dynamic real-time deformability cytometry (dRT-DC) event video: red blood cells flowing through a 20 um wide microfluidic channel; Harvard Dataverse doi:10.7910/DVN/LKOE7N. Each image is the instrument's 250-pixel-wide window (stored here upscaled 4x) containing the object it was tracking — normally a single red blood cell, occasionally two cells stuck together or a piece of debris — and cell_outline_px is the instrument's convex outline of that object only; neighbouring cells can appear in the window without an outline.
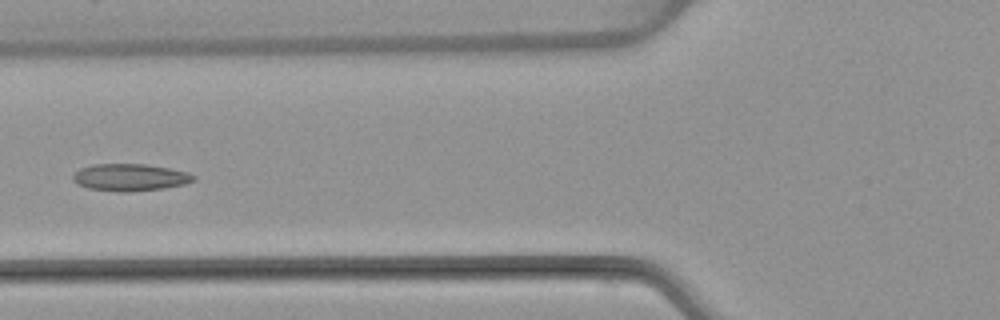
{"species": "common noctule bat (a hibernating species)", "species_latin": "Nyctalus noctula", "temperature_condition": "warm", "stored_images_in_passage": 7, "camera_frame_rate_fps": 3000, "um_per_image_px": 0.085, "animal": {"sex": "female", "body_mass_g": 22.7, "forearm_length_mm": 54.2}, "frame": {"image": 1, "passage_image": 6, "time_ms": 6.333, "image_size_px": [1000, 320], "cell_outline_px": [[196, 180], [184, 184], [164, 188], [128, 192], [116, 192], [88, 188], [76, 184], [72, 180], [72, 176], [80, 168], [92, 164], [148, 164], [188, 172], [196, 176]], "centroid_in_image_um": [11.04, 15.08], "position_along_channel_um": 114.8, "area_um2": 19.25}}
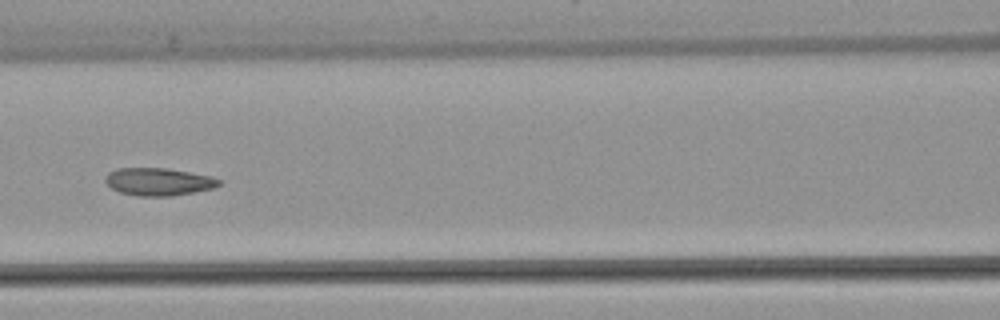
{"frame": {"image": 2, "passage_image": 7, "time_ms": 7.333, "image_size_px": [1000, 320], "cell_outline_px": [[220, 184], [212, 188], [172, 196], [140, 196], [120, 192], [112, 188], [104, 180], [104, 176], [108, 172], [116, 168], [168, 168], [212, 176], [220, 180]], "centroid_in_image_um": [13.44, 15.43], "position_along_channel_um": 153.2, "area_um2": 18.26}}